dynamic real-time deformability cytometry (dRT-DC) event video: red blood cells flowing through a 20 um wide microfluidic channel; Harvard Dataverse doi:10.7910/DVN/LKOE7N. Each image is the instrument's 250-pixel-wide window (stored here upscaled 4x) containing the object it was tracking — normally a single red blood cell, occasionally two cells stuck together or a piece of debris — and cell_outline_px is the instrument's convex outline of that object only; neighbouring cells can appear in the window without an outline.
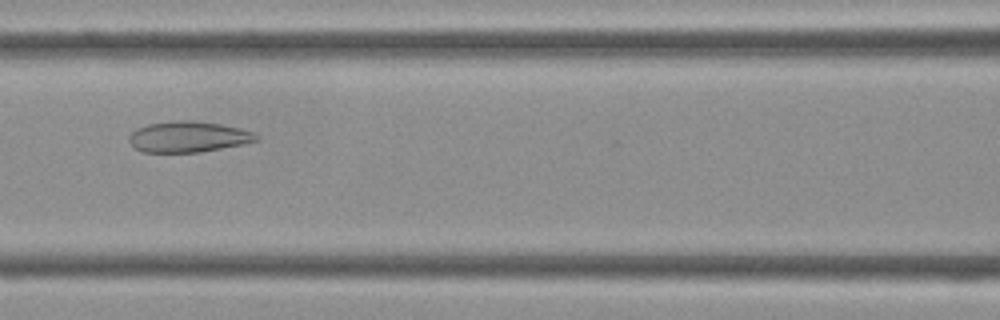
{"species": "Egyptian fruit bat (a non-hibernating species)", "species_latin": "Rousettus aegyptiacus", "temperature_condition": "cold", "stored_images_in_passage": 44, "camera_frame_rate_fps": 3000, "um_per_image_px": 0.085, "frame": {"image": 1, "passage_image": 19, "time_ms": 6.0, "image_size_px": [1000, 320], "cell_outline_px": [[260, 140], [244, 144], [200, 152], [144, 152], [136, 148], [128, 140], [128, 136], [136, 128], [148, 124], [180, 120], [192, 120], [220, 124], [240, 128], [252, 132], [260, 136]], "centroid_in_image_um": [16.03, 11.62], "position_along_channel_um": 150.6, "area_um2": 22.89}}
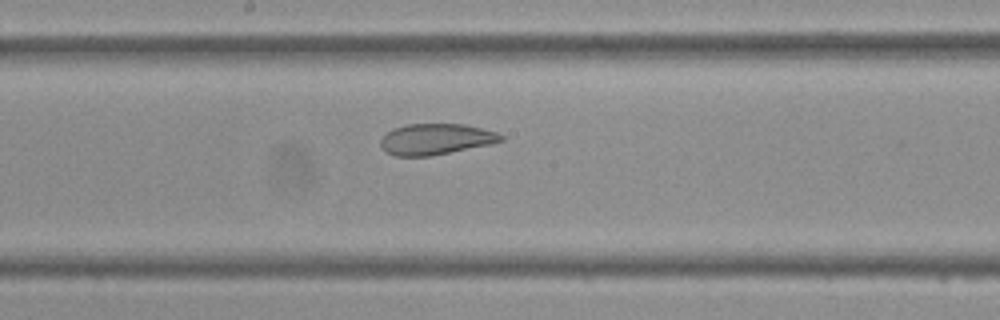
{"frame": {"image": 2, "passage_image": 23, "time_ms": 7.333, "image_size_px": [1000, 320], "cell_outline_px": [[504, 140], [492, 144], [432, 156], [396, 156], [384, 152], [380, 144], [380, 140], [392, 128], [408, 124], [464, 124], [496, 132], [504, 136]], "centroid_in_image_um": [37.04, 11.84], "position_along_channel_um": 211.2, "area_um2": 21.85}}
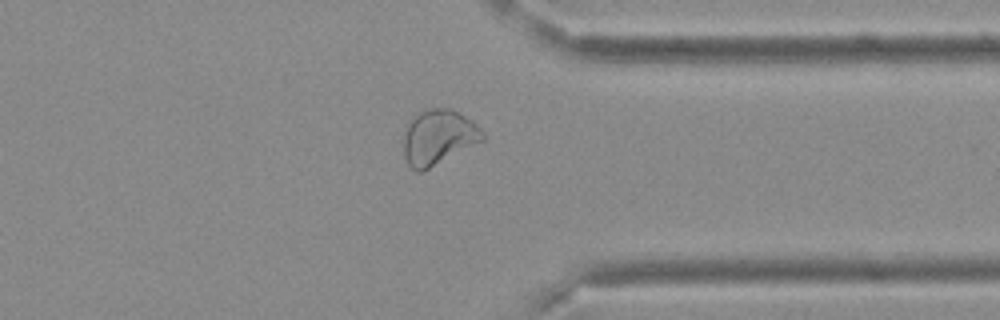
{"frame": {"image": 3, "passage_image": 34, "time_ms": 11.0, "image_size_px": [1000, 320], "cell_outline_px": [[484, 140], [420, 172], [416, 172], [408, 164], [404, 156], [404, 128], [408, 120], [420, 112], [428, 108], [452, 108], [472, 120], [484, 132]], "centroid_in_image_um": [37.24, 11.63], "position_along_channel_um": 374.2, "area_um2": 25.32}}